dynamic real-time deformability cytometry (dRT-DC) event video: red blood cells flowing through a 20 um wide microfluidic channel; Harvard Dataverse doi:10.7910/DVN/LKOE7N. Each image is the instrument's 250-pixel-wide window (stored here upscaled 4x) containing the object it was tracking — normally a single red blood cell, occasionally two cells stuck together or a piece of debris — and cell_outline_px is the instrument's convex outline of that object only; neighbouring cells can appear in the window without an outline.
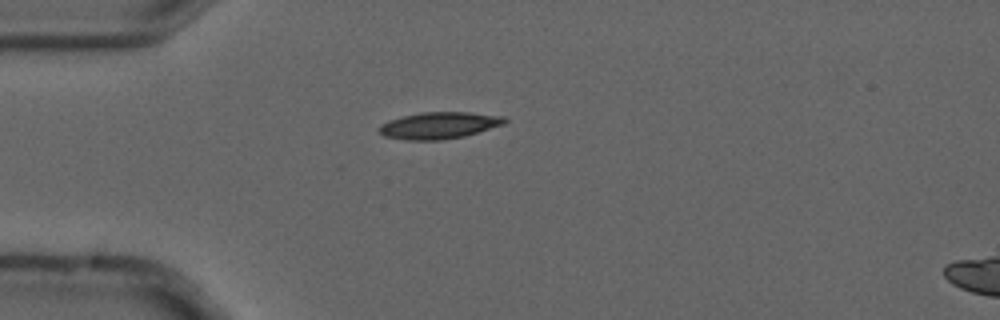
{"species": "common noctule bat (a hibernating species)", "species_latin": "Nyctalus noctula", "temperature_condition": "cold", "stored_images_in_passage": 4, "camera_frame_rate_fps": 3000, "um_per_image_px": 0.085, "animal": {"sex": "male", "forearm_length_mm": 52.5}, "frame": {"image": 1, "passage_image": 1, "time_ms": 0.0, "image_size_px": [1000, 320], "cell_outline_px": [[508, 120], [504, 124], [464, 136], [440, 140], [408, 140], [384, 136], [376, 128], [380, 124], [388, 120], [420, 112], [468, 112], [504, 116]], "centroid_in_image_um": [37.3, 10.65], "position_along_channel_um": 47.7, "area_um2": 19.54}}
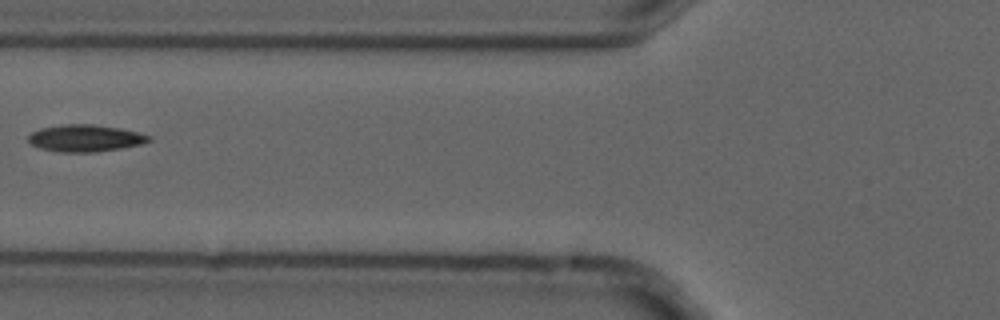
{"frame": {"image": 2, "passage_image": 3, "time_ms": 0.667, "image_size_px": [1000, 320], "cell_outline_px": [[152, 140], [140, 144], [120, 148], [96, 152], [60, 152], [40, 148], [32, 144], [28, 140], [28, 136], [32, 132], [40, 128], [64, 124], [92, 124], [120, 128], [140, 132], [152, 136]], "centroid_in_image_um": [7.27, 11.74], "position_along_channel_um": 118.5, "area_um2": 18.96}}
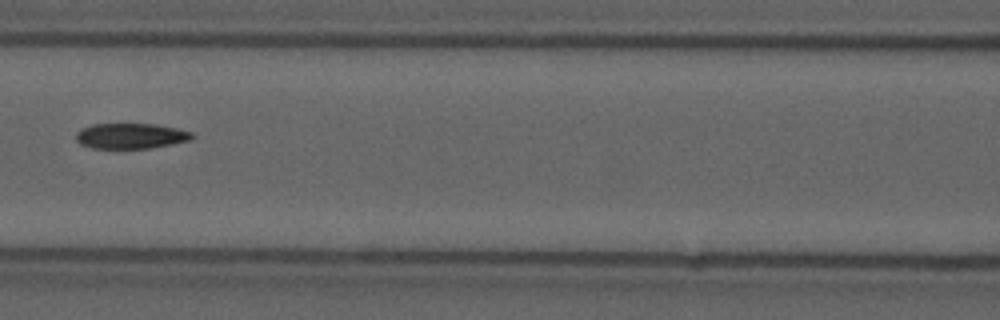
{"frame": {"image": 3, "passage_image": 4, "time_ms": 1.0, "image_size_px": [1000, 320], "cell_outline_px": [[196, 136], [188, 140], [172, 144], [148, 148], [92, 148], [80, 144], [76, 140], [76, 132], [92, 124], [152, 124], [176, 128], [192, 132]], "centroid_in_image_um": [11.11, 11.55], "position_along_channel_um": 155.5, "area_um2": 17.05}}